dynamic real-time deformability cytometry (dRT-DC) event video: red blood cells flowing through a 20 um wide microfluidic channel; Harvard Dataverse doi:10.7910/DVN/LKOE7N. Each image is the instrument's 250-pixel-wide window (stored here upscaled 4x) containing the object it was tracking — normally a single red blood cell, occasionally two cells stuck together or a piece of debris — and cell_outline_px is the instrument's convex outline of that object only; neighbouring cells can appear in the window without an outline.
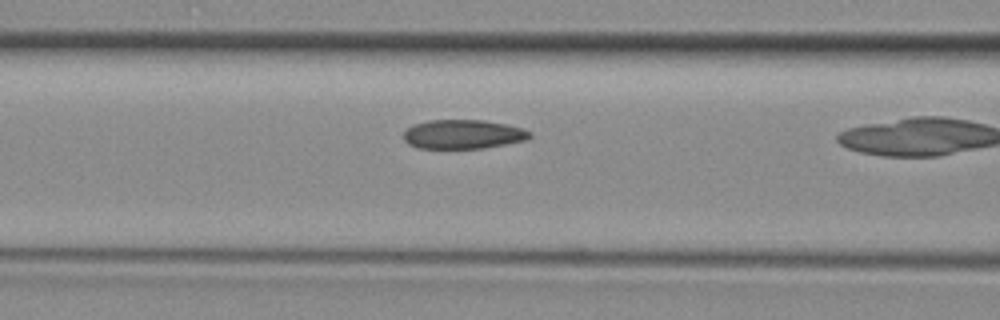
{"species": "common noctule bat (a hibernating species)", "species_latin": "Nyctalus noctula", "temperature_condition": "room temperature", "stored_images_in_passage": 20, "camera_frame_rate_fps": 3000, "um_per_image_px": 0.085, "animal": {"sex": "female", "body_mass_g": 29.2, "forearm_length_mm": 56.3}, "frame": {"image": 1, "passage_image": 17, "time_ms": 5.333, "image_size_px": [1000, 320], "cell_outline_px": [[532, 136], [528, 140], [480, 148], [416, 148], [408, 144], [404, 140], [404, 132], [412, 124], [428, 120], [484, 120], [524, 128], [532, 132]], "centroid_in_image_um": [39.36, 11.41], "position_along_channel_um": 127.2, "area_um2": 21.5}}